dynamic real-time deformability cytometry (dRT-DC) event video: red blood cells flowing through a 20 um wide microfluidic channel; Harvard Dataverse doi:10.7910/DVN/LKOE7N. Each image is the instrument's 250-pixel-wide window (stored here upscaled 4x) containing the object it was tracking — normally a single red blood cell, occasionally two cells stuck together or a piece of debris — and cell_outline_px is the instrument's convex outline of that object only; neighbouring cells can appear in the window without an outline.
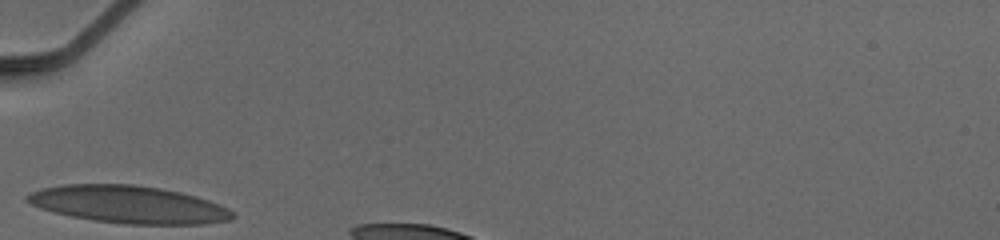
{"species": "human", "species_latin": "Homo sapiens", "temperature_condition": "cold", "stored_images_in_passage": 23, "camera_frame_rate_fps": 3000, "um_per_image_px": 0.085, "donor": {"sex": "male"}, "frame": {"image": 1, "passage_image": 1, "time_ms": 0.0, "image_size_px": [1000, 240], "cell_outline_px": [[236, 216], [228, 220], [204, 224], [128, 224], [96, 220], [72, 216], [56, 212], [32, 204], [24, 200], [24, 196], [40, 188], [68, 184], [136, 184], [160, 188], [180, 192], [196, 196], [220, 204], [228, 208]], "centroid_in_image_um": [10.96, 17.37], "position_along_channel_um": 74.0, "area_um2": 44.51}}
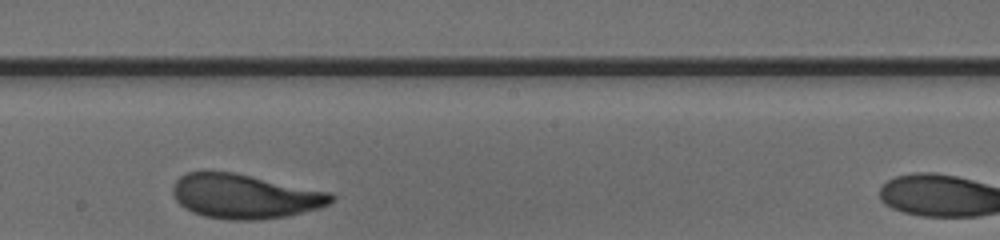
{"frame": {"image": 2, "passage_image": 13, "time_ms": 4.0, "image_size_px": [1000, 240], "cell_outline_px": [[336, 196], [328, 204], [316, 208], [288, 216], [260, 220], [228, 220], [204, 216], [192, 212], [180, 204], [176, 200], [172, 192], [172, 184], [180, 176], [188, 172], [232, 172], [252, 176], [328, 192]], "centroid_in_image_um": [20.75, 16.69], "position_along_channel_um": 227.4, "area_um2": 40.63}}
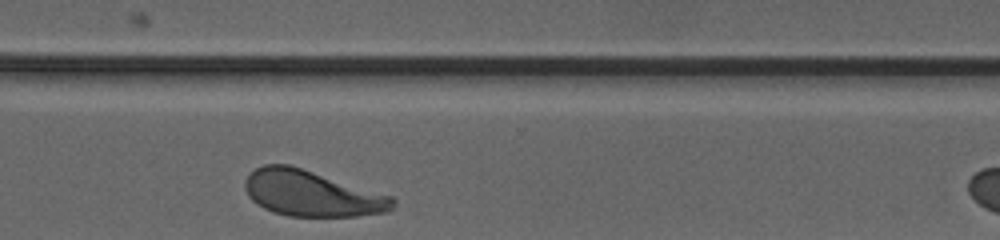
{"frame": {"image": 3, "passage_image": 22, "time_ms": 7.0, "image_size_px": [1000, 240], "cell_outline_px": [[396, 204], [388, 212], [356, 216], [288, 216], [272, 212], [256, 204], [248, 196], [244, 188], [244, 180], [256, 168], [268, 164], [284, 164], [300, 168], [392, 196], [396, 200]], "centroid_in_image_um": [26.48, 16.46], "position_along_channel_um": 344.1, "area_um2": 39.19}}